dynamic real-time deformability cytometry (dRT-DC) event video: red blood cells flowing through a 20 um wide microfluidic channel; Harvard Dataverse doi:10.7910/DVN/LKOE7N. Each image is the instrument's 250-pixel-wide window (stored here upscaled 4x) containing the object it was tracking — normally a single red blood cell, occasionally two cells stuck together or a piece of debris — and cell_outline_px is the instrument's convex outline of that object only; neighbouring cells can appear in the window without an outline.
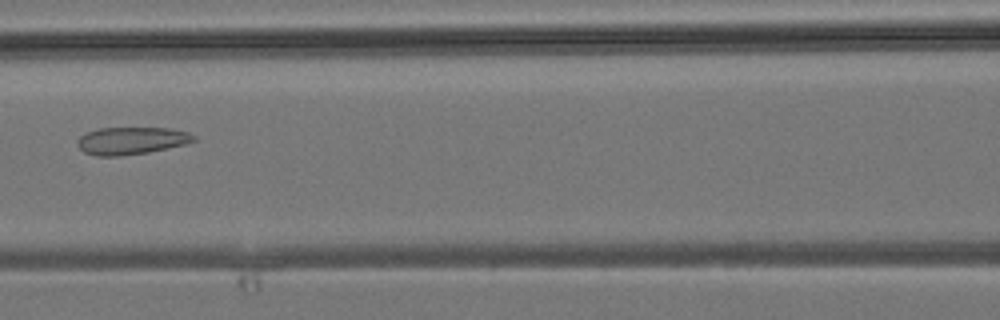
{"species": "common noctule bat (a hibernating species)", "species_latin": "Nyctalus noctula", "temperature_condition": "room temperature", "stored_images_in_passage": 45, "camera_frame_rate_fps": 3000, "um_per_image_px": 0.085, "animal": {"sex": "male", "body_mass_g": 19.2, "forearm_length_mm": 51.8}, "frame": {"image": 1, "passage_image": 20, "time_ms": 6.333, "image_size_px": [1000, 320], "cell_outline_px": [[196, 140], [184, 144], [148, 152], [120, 156], [96, 156], [84, 152], [76, 144], [76, 140], [80, 136], [88, 132], [100, 128], [172, 128], [188, 132], [196, 136]], "centroid_in_image_um": [11.15, 11.96], "position_along_channel_um": 155.4, "area_um2": 18.55}}
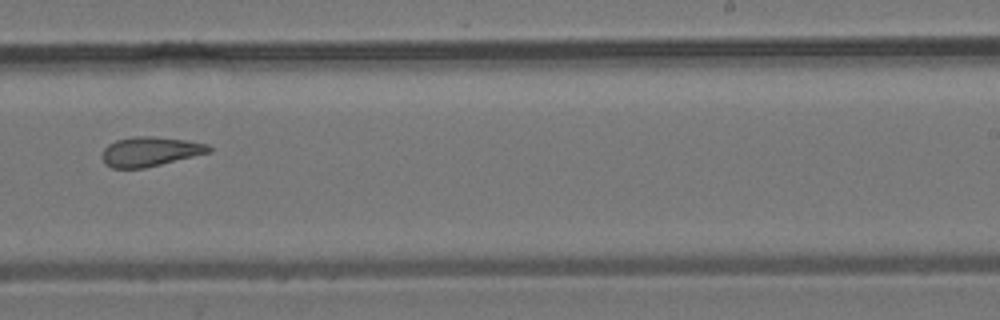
{"frame": {"image": 2, "passage_image": 28, "time_ms": 9.0, "image_size_px": [1000, 320], "cell_outline_px": [[212, 152], [144, 168], [112, 168], [104, 164], [100, 156], [104, 148], [108, 144], [116, 140], [132, 136], [152, 136], [184, 140], [208, 144], [212, 148]], "centroid_in_image_um": [12.72, 12.88], "position_along_channel_um": 276.3, "area_um2": 18.5}}
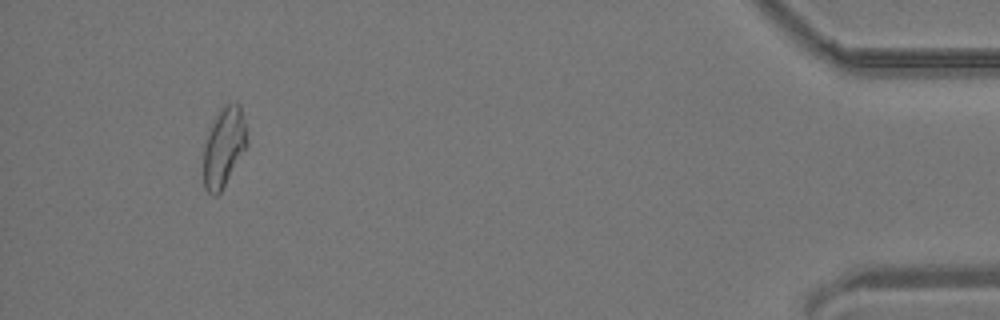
{"frame": {"image": 3, "passage_image": 42, "time_ms": 13.667, "image_size_px": [1000, 320], "cell_outline_px": [[248, 144], [220, 192], [216, 196], [212, 196], [204, 188], [204, 144], [216, 116], [228, 104], [240, 104], [244, 120]], "centroid_in_image_um": [19.03, 12.55], "position_along_channel_um": 416.2, "area_um2": 19.48}}